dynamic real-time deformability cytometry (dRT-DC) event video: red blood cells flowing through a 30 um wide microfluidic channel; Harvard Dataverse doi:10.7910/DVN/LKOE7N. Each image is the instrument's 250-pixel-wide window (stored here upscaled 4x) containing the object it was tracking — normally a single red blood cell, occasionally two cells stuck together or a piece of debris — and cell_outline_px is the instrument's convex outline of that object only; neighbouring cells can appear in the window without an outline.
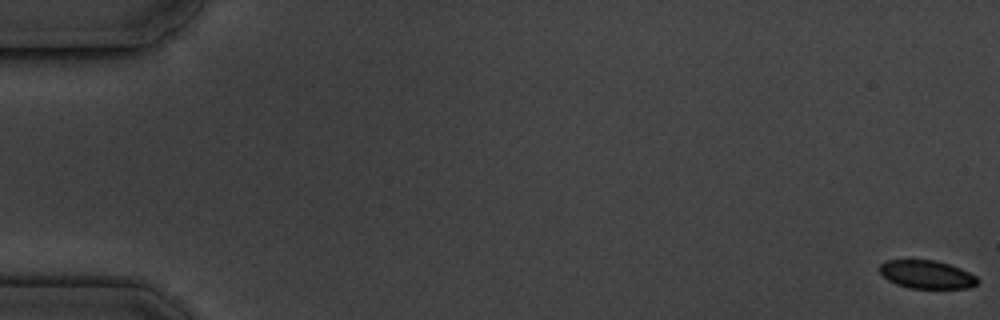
{"species": "common noctule bat (a hibernating species)", "species_latin": "Nyctalus noctula", "temperature_condition": "cold", "stored_images_in_passage": 4, "segment_of_instrument_passage": [2, 2], "camera_frame_rate_fps": 3000, "um_per_image_px": 0.085, "animal": {"sex": "male", "body_mass_g": 19.5, "forearm_length_mm": 54.6}, "frame": {"image": 1, "passage_image": 4, "time_ms": 4.333, "image_size_px": [1000, 320], "cell_outline_px": [[980, 280], [976, 284], [968, 288], [908, 288], [896, 284], [888, 280], [880, 272], [880, 264], [888, 260], [936, 260], [960, 268], [976, 276]], "centroid_in_image_um": [78.78, 23.33], "position_along_channel_um": 6.2, "area_um2": 16.01}}